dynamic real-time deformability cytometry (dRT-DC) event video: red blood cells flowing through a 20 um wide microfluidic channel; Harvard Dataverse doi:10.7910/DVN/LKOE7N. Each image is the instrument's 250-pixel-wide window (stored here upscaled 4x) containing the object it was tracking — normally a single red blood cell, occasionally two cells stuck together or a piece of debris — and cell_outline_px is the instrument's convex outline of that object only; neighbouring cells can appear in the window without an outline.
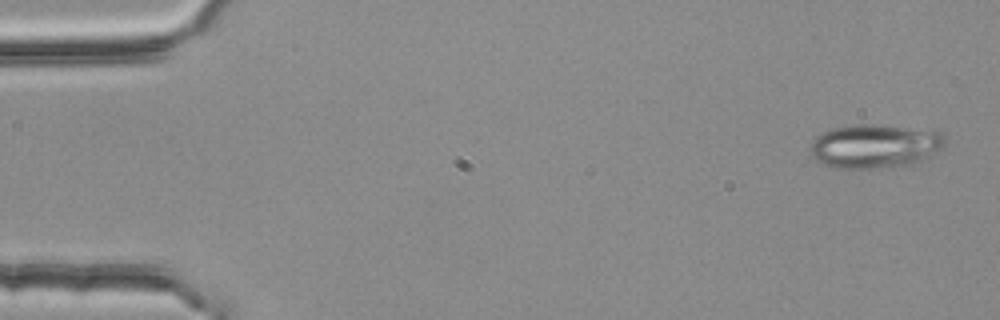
{"species": "common noctule bat (a hibernating species)", "species_latin": "Nyctalus noctula", "temperature_condition": "room temperature", "stored_images_in_passage": 6, "camera_frame_rate_fps": 3000, "um_per_image_px": 0.085, "animal": {"sex": "female", "body_mass_g": 25.1}, "frame": {"image": 1, "passage_image": 1, "time_ms": 0.0, "image_size_px": [1000, 320], "cell_outline_px": [[944, 144], [928, 160], [892, 168], [836, 168], [820, 164], [812, 156], [812, 144], [816, 136], [820, 132], [832, 128], [856, 124], [876, 124], [944, 132]], "centroid_in_image_um": [74.37, 12.43], "position_along_channel_um": 10.6, "area_um2": 34.8}}